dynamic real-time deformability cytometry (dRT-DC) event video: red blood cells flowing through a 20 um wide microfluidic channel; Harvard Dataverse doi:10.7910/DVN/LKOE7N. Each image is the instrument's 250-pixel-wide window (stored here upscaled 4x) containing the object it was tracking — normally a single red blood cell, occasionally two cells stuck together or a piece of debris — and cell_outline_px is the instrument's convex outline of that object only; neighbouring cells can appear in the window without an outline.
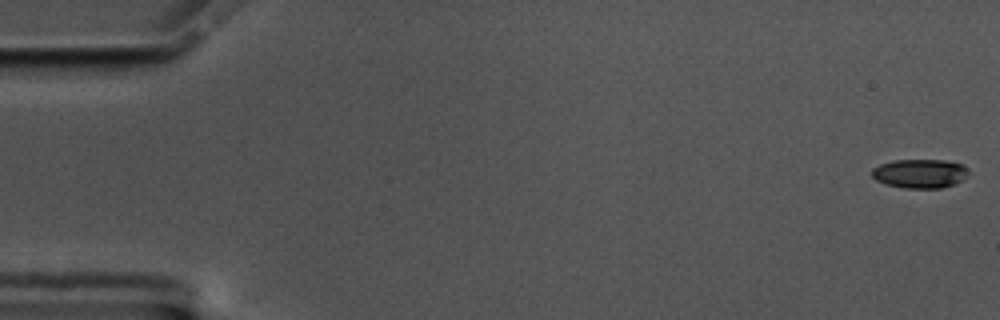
{"species": "common noctule bat (a hibernating species)", "species_latin": "Nyctalus noctula", "temperature_condition": "cold", "stored_images_in_passage": 56, "camera_frame_rate_fps": 3000, "um_per_image_px": 0.085, "animal": {"sex": "male", "body_mass_g": 17.5, "forearm_length_mm": 52.3}, "frame": {"image": 1, "passage_image": 1, "time_ms": 0.0, "image_size_px": [1000, 320], "cell_outline_px": [[968, 172], [960, 180], [952, 184], [940, 188], [904, 188], [888, 184], [876, 180], [872, 176], [872, 168], [880, 164], [896, 160], [944, 160], [960, 164], [968, 168]], "centroid_in_image_um": [78.15, 14.74], "position_along_channel_um": 6.8, "area_um2": 16.01}}
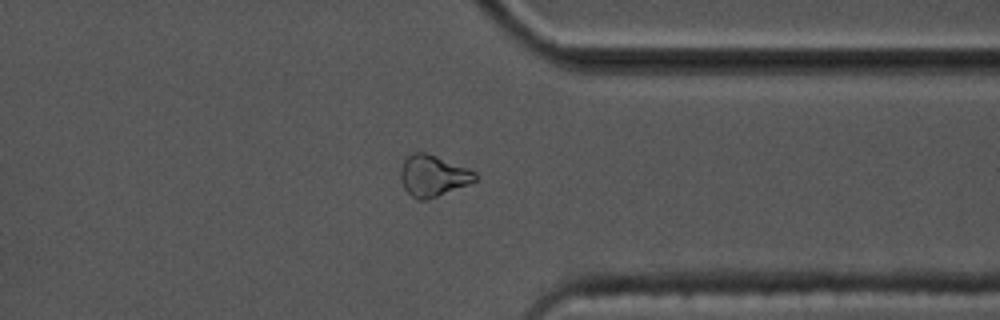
{"frame": {"image": 2, "passage_image": 45, "time_ms": 14.667, "image_size_px": [1000, 320], "cell_outline_px": [[480, 176], [476, 180], [436, 196], [424, 200], [416, 200], [404, 188], [400, 180], [400, 168], [404, 160], [412, 152], [424, 152], [436, 156], [468, 168], [476, 172]], "centroid_in_image_um": [36.78, 14.92], "position_along_channel_um": 374.6, "area_um2": 17.74}}